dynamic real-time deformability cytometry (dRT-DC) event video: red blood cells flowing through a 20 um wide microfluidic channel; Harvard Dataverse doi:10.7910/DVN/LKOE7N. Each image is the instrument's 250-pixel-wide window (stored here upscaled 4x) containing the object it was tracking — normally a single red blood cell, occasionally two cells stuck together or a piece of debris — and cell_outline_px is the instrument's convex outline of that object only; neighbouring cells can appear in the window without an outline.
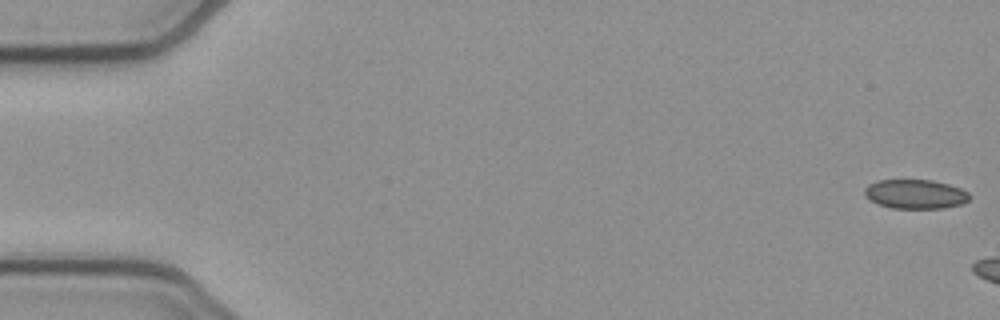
{"species": "common noctule bat (a hibernating species)", "species_latin": "Nyctalus noctula", "temperature_condition": "cold", "stored_images_in_passage": 10, "camera_frame_rate_fps": 3000, "um_per_image_px": 0.085, "animal": {"sex": "female", "body_mass_g": 21.9}, "frame": {"image": 1, "passage_image": 1, "time_ms": 0.0, "image_size_px": [1000, 320], "cell_outline_px": [[972, 196], [964, 204], [944, 208], [892, 208], [868, 200], [864, 196], [864, 188], [868, 184], [880, 180], [932, 180], [948, 184], [960, 188], [968, 192]], "centroid_in_image_um": [77.81, 16.5], "position_along_channel_um": 7.2, "area_um2": 18.03}}